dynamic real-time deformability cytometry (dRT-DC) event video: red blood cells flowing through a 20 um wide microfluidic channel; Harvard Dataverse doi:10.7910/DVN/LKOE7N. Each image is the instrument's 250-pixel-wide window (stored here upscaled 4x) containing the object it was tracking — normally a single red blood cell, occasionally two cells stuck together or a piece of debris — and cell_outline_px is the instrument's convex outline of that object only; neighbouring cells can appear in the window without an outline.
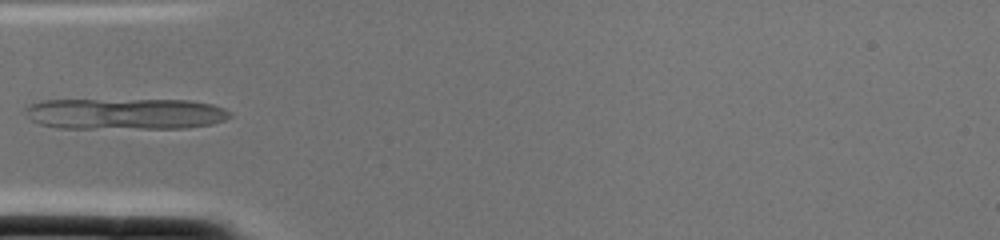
{"species": "common noctule bat (a hibernating species)", "species_latin": "Nyctalus noctula", "temperature_condition": "cold", "stored_images_in_passage": 1, "camera_frame_rate_fps": 3000, "um_per_image_px": 0.085, "animal": {"sex": "female", "body_mass_g": 22.0, "forearm_length_mm": 56.7}, "frame": {"image": 1, "passage_image": 1, "time_ms": 0.0, "image_size_px": [1000, 240], "cell_outline_px": [[232, 116], [224, 120], [212, 124], [184, 128], [60, 128], [40, 124], [32, 120], [24, 112], [24, 108], [28, 104], [44, 100], [188, 100], [212, 104], [224, 108], [232, 112]], "centroid_in_image_um": [10.65, 9.67], "position_along_channel_um": 74.4, "area_um2": 37.4}}